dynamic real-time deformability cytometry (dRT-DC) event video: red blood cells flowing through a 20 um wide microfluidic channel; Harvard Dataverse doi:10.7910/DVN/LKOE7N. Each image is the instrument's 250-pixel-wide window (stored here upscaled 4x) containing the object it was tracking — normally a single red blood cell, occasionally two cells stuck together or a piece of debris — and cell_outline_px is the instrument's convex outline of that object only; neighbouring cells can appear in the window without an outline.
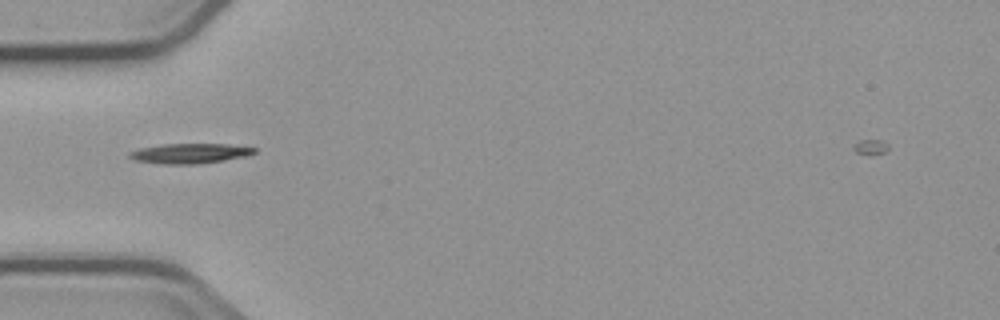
{"species": "common noctule bat (a hibernating species)", "species_latin": "Nyctalus noctula", "temperature_condition": "cold", "stored_images_in_passage": 5, "camera_frame_rate_fps": 3000, "um_per_image_px": 0.085, "animal": {"sex": "male", "body_mass_g": 23.1, "forearm_length_mm": 52.7}, "frame": {"image": 1, "passage_image": 2, "time_ms": 1.333, "image_size_px": [1000, 320], "cell_outline_px": [[256, 152], [248, 156], [224, 160], [196, 164], [164, 164], [136, 160], [128, 156], [128, 152], [140, 148], [164, 144], [228, 144], [256, 148]], "centroid_in_image_um": [16.16, 13.04], "position_along_channel_um": 68.8, "area_um2": 14.45}}
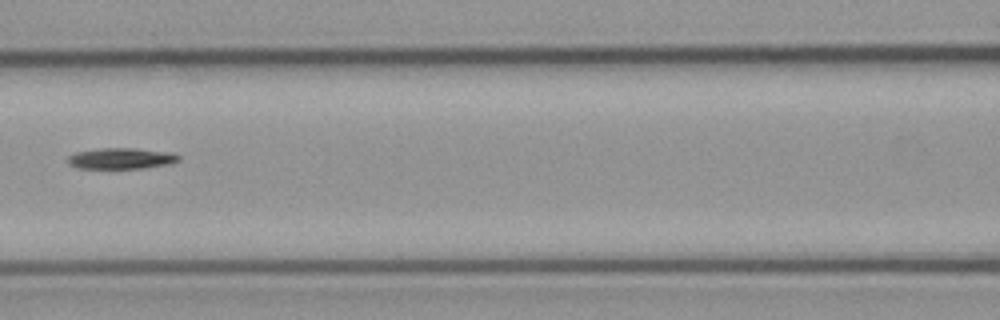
{"frame": {"image": 2, "passage_image": 4, "time_ms": 3.667, "image_size_px": [1000, 320], "cell_outline_px": [[180, 160], [172, 164], [140, 168], [76, 168], [68, 164], [68, 156], [76, 152], [100, 148], [132, 148], [172, 152], [180, 156]], "centroid_in_image_um": [10.32, 13.46], "position_along_channel_um": 156.3, "area_um2": 13.64}}
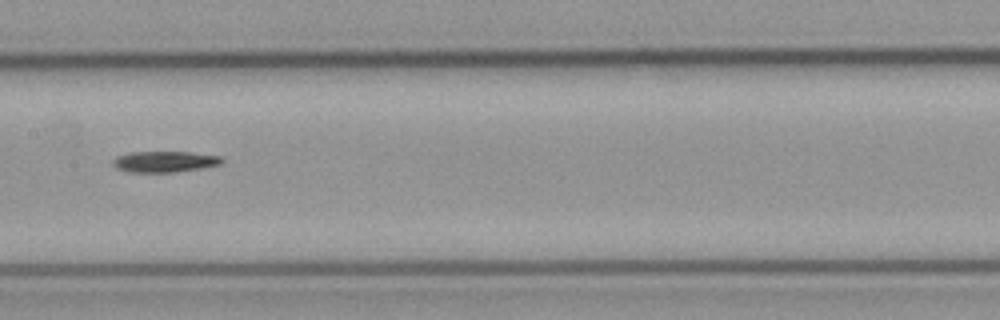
{"frame": {"image": 3, "passage_image": 5, "time_ms": 4.667, "image_size_px": [1000, 320], "cell_outline_px": [[224, 160], [220, 164], [200, 168], [172, 172], [128, 172], [116, 168], [112, 164], [112, 160], [116, 156], [132, 152], [188, 152], [220, 156]], "centroid_in_image_um": [13.94, 13.74], "position_along_channel_um": 193.5, "area_um2": 13.24}}